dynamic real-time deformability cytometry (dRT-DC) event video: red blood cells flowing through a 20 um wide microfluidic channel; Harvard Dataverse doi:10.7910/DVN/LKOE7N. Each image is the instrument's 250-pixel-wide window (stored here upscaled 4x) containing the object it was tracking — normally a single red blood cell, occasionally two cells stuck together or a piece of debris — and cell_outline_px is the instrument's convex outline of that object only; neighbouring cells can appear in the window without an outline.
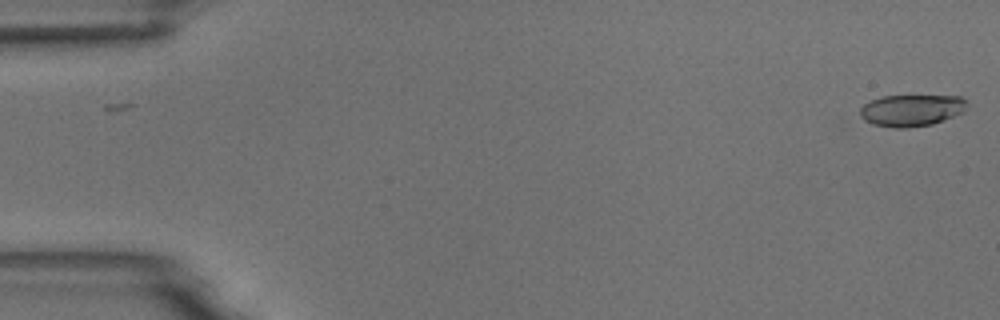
{"species": "common noctule bat (a hibernating species)", "species_latin": "Nyctalus noctula", "temperature_condition": "room temperature", "stored_images_in_passage": 2, "camera_frame_rate_fps": 3000, "um_per_image_px": 0.085, "animal": {"sex": "male", "body_mass_g": 18.8}, "frame": {"image": 1, "passage_image": 2, "time_ms": 1.333, "image_size_px": [1000, 320], "cell_outline_px": [[968, 104], [964, 112], [932, 124], [904, 128], [896, 128], [872, 124], [864, 120], [860, 116], [860, 108], [864, 104], [880, 96], [960, 96]], "centroid_in_image_um": [77.46, 9.37], "position_along_channel_um": 7.5, "area_um2": 19.71}}